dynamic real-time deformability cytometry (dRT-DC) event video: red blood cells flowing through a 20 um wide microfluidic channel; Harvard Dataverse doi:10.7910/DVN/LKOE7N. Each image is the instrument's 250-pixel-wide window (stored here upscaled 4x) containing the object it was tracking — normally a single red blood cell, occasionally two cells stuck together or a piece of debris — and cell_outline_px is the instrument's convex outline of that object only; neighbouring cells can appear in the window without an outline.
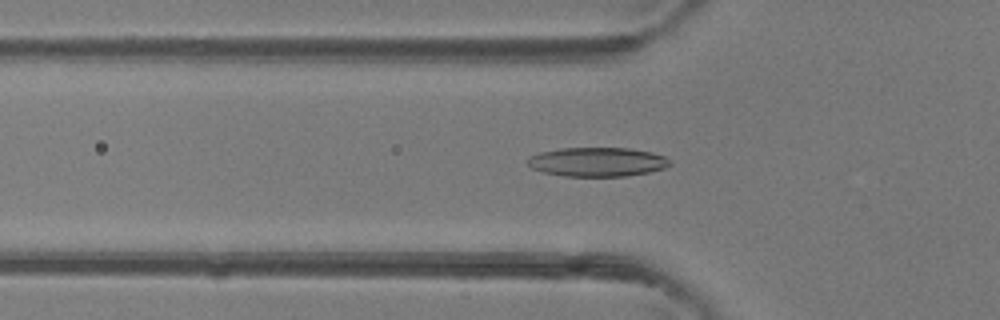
{"species": "common noctule bat (a hibernating species)", "species_latin": "Nyctalus noctula", "temperature_condition": "room temperature", "stored_images_in_passage": 46, "camera_frame_rate_fps": 3000, "um_per_image_px": 0.085, "animal": {"sex": "female"}, "frame": {"image": 1, "passage_image": 15, "time_ms": 4.667, "image_size_px": [1000, 320], "cell_outline_px": [[672, 164], [664, 168], [648, 172], [624, 176], [564, 176], [544, 172], [532, 168], [528, 164], [528, 160], [532, 156], [540, 152], [560, 148], [628, 148], [652, 152], [664, 156]], "centroid_in_image_um": [50.78, 13.76], "position_along_channel_um": 75.0, "area_um2": 23.93}}
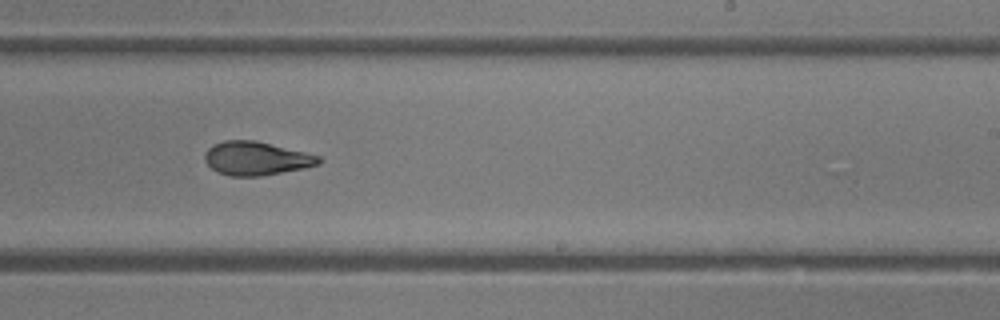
{"frame": {"image": 2, "passage_image": 28, "time_ms": 9.0, "image_size_px": [1000, 320], "cell_outline_px": [[324, 160], [320, 164], [304, 168], [260, 176], [232, 176], [216, 172], [204, 160], [204, 152], [212, 144], [224, 140], [256, 140], [320, 156]], "centroid_in_image_um": [21.77, 13.46], "position_along_channel_um": 267.2, "area_um2": 22.43}}
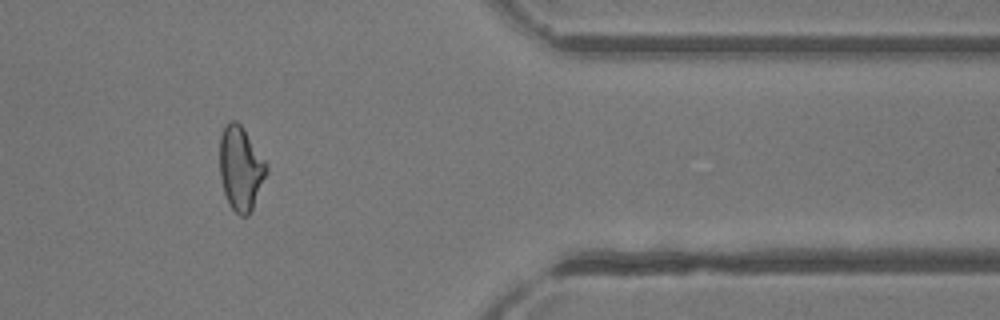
{"frame": {"image": 3, "passage_image": 38, "time_ms": 12.333, "image_size_px": [1000, 320], "cell_outline_px": [[268, 172], [252, 208], [248, 216], [240, 216], [228, 204], [224, 192], [220, 176], [220, 136], [224, 124], [228, 120], [236, 120], [240, 124], [268, 164]], "centroid_in_image_um": [20.45, 14.29], "position_along_channel_um": 390.9, "area_um2": 22.95}, "authors_computed_cell_mechanics": {"area_um2": 22.9755, "velocity_mm_per_s": 4.4119, "shape_relaxation_time_tau1_ms": 5.7465, "shape_relaxation_time_tau2_ms": 2.9153, "deformation_change_tau1": 0.1838, "deformation_change_tau2": 0.1114}}